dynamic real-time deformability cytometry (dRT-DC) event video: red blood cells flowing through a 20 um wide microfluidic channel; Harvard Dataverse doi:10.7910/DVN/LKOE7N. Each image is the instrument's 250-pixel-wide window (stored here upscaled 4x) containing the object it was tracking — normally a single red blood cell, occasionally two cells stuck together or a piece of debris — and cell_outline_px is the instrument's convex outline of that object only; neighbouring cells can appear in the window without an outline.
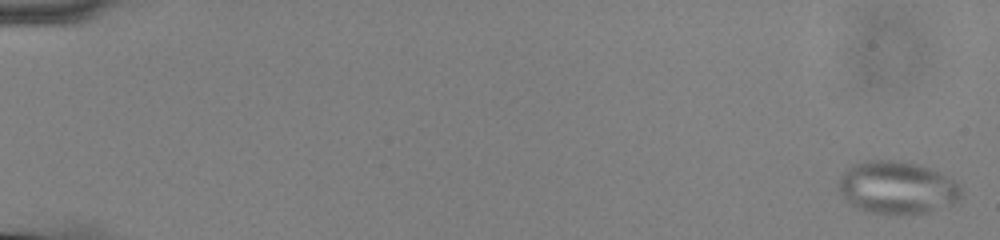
{"species": "common noctule bat (a hibernating species)", "species_latin": "Nyctalus noctula", "temperature_condition": "cold", "stored_images_in_passage": 57, "camera_frame_rate_fps": 3000, "um_per_image_px": 0.085, "animal": {"sex": "male", "body_mass_g": 13.0, "forearm_length_mm": 53.1}, "frame": {"image": 1, "passage_image": 2, "time_ms": 0.333, "image_size_px": [1000, 240], "cell_outline_px": [[960, 196], [956, 200], [928, 212], [868, 212], [844, 200], [840, 192], [840, 176], [852, 164], [868, 160], [892, 160], [916, 164], [928, 168], [952, 180], [960, 188]], "centroid_in_image_um": [76.17, 15.91], "position_along_channel_um": 8.8, "area_um2": 36.18}}
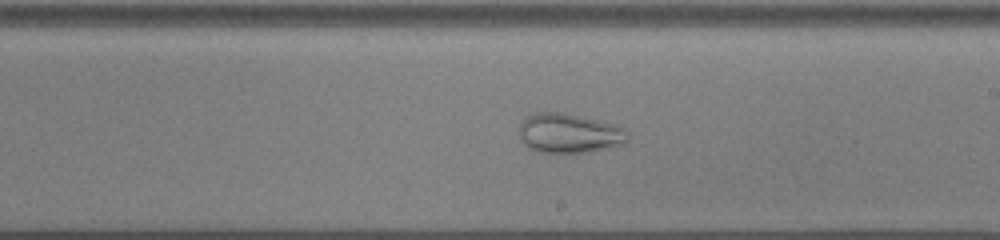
{"frame": {"image": 2, "passage_image": 35, "time_ms": 11.333, "image_size_px": [1000, 240], "cell_outline_px": [[628, 140], [620, 144], [608, 148], [588, 152], [540, 152], [528, 148], [520, 140], [520, 124], [532, 112], [560, 112], [596, 120], [612, 124], [624, 128]], "centroid_in_image_um": [48.33, 11.33], "position_along_channel_um": 240.7, "area_um2": 24.62}}
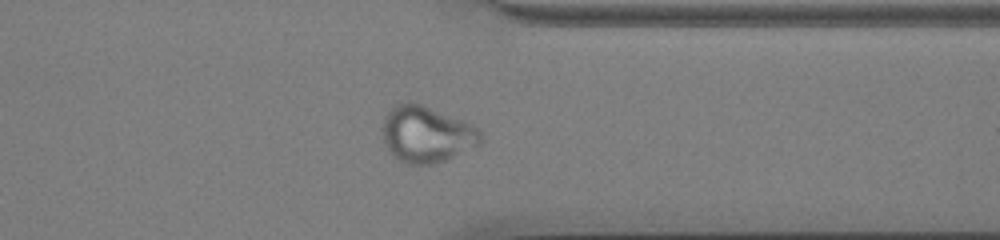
{"frame": {"image": 3, "passage_image": 46, "time_ms": 15.0, "image_size_px": [1000, 240], "cell_outline_px": [[484, 140], [480, 144], [436, 164], [408, 164], [396, 160], [388, 152], [384, 140], [384, 116], [396, 104], [420, 104], [464, 120], [480, 128]], "centroid_in_image_um": [36.29, 11.45], "position_along_channel_um": 375.1, "area_um2": 32.14}}